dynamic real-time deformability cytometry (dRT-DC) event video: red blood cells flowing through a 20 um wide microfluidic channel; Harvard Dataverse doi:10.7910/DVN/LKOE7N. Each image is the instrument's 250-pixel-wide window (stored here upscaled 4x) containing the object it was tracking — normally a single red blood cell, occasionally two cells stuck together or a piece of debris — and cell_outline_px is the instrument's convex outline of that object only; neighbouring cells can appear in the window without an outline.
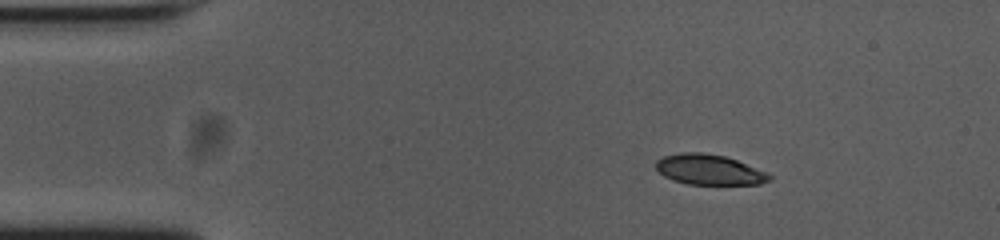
{"species": "common noctule bat (a hibernating species)", "species_latin": "Nyctalus noctula", "temperature_condition": "cold", "stored_images_in_passage": 47, "camera_frame_rate_fps": 3000, "um_per_image_px": 0.085, "animal": {"sex": "female", "body_mass_g": 23.0, "forearm_length_mm": 53.4}, "frame": {"image": 1, "passage_image": 1, "time_ms": 0.0, "image_size_px": [1000, 240], "cell_outline_px": [[772, 180], [760, 184], [688, 184], [672, 180], [664, 176], [656, 168], [656, 160], [664, 156], [680, 152], [704, 152], [724, 156], [736, 160], [768, 172], [772, 176]], "centroid_in_image_um": [60.29, 14.42], "position_along_channel_um": 24.7, "area_um2": 20.11}}
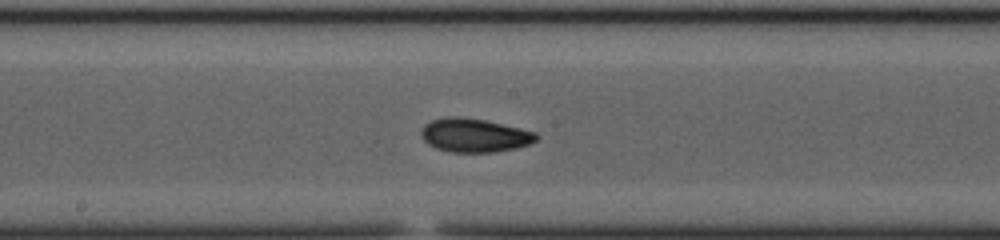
{"frame": {"image": 2, "passage_image": 21, "time_ms": 6.667, "image_size_px": [1000, 240], "cell_outline_px": [[540, 136], [536, 140], [528, 144], [516, 148], [496, 152], [452, 152], [436, 148], [428, 144], [420, 136], [420, 128], [424, 124], [432, 120], [448, 116], [460, 116], [484, 120], [520, 128], [536, 132]], "centroid_in_image_um": [40.3, 11.49], "position_along_channel_um": 207.9, "area_um2": 22.72}}
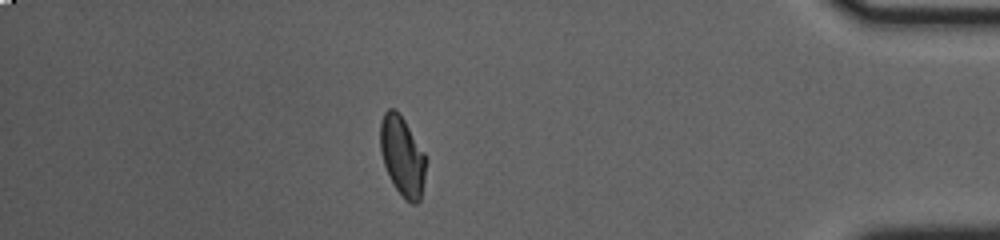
{"frame": {"image": 3, "passage_image": 40, "time_ms": 13.0, "image_size_px": [1000, 240], "cell_outline_px": [[428, 160], [420, 200], [416, 204], [412, 204], [404, 200], [396, 188], [384, 164], [380, 152], [380, 124], [384, 112], [388, 108], [396, 108], [400, 112], [424, 152]], "centroid_in_image_um": [34.21, 13.25], "position_along_channel_um": 401.0, "area_um2": 21.44}, "authors_computed_cell_mechanics": {"area_um2": 21.675, "velocity_mm_per_s": 3.7384, "shape_relaxation_time_tau1_ms": 5.5919, "shape_relaxation_time_tau2_ms": 1.9069, "deformation_change_tau1": 0.1673, "deformation_change_tau2": 0.0592}}